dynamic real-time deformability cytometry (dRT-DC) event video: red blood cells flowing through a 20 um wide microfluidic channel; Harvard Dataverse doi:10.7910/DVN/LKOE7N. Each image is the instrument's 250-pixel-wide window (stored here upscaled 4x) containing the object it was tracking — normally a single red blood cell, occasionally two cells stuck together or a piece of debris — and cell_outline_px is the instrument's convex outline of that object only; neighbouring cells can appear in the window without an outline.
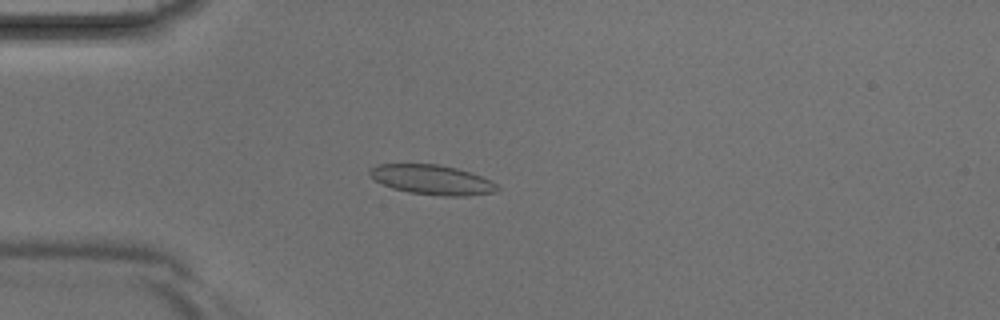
{"species": "Egyptian fruit bat (a non-hibernating species)", "species_latin": "Rousettus aegyptiacus", "temperature_condition": "room temperature", "stored_images_in_passage": 2, "camera_frame_rate_fps": 3000, "um_per_image_px": 0.085, "animal": {"sex": "male"}, "frame": {"image": 1, "passage_image": 2, "time_ms": 0.333, "image_size_px": [1000, 320], "cell_outline_px": [[500, 188], [492, 192], [468, 196], [444, 196], [408, 192], [392, 188], [376, 180], [368, 172], [376, 164], [440, 164], [456, 168], [480, 176], [496, 184]], "centroid_in_image_um": [36.71, 15.28], "position_along_channel_um": 48.3, "area_um2": 21.73}}